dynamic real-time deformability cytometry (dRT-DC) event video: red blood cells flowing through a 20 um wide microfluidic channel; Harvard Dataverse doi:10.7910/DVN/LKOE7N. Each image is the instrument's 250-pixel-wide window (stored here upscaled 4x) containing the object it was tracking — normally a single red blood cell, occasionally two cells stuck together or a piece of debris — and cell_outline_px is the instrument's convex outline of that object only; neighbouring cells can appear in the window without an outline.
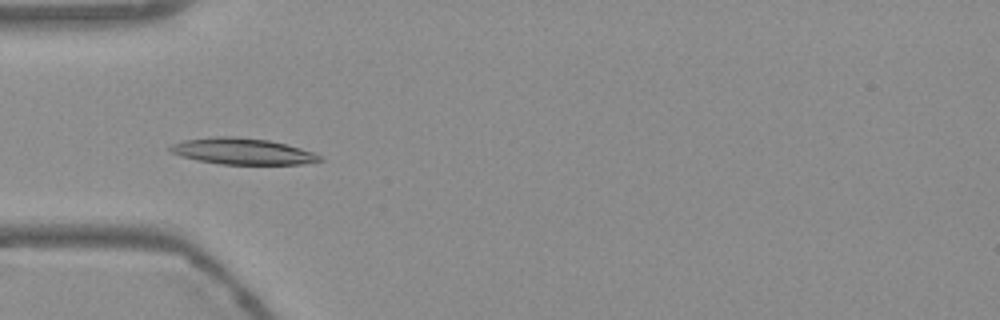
{"species": "Egyptian fruit bat (a non-hibernating species)", "species_latin": "Rousettus aegyptiacus", "temperature_condition": "warm", "stored_images_in_passage": 30, "camera_frame_rate_fps": 3000, "um_per_image_px": 0.085, "frame": {"image": 1, "passage_image": 5, "time_ms": 1.333, "image_size_px": [1000, 320], "cell_outline_px": [[324, 160], [300, 164], [220, 164], [196, 160], [168, 152], [168, 148], [172, 144], [184, 140], [216, 136], [232, 136], [268, 140], [300, 148], [312, 152], [320, 156]], "centroid_in_image_um": [20.55, 12.86], "position_along_channel_um": 64.4, "area_um2": 22.72}}
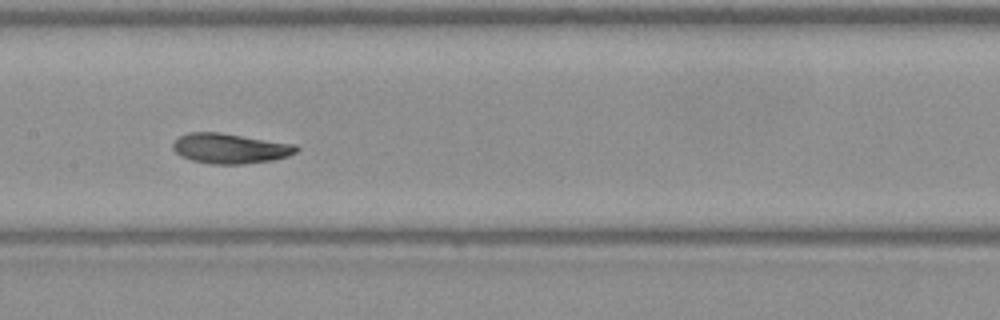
{"frame": {"image": 2, "passage_image": 15, "time_ms": 4.667, "image_size_px": [1000, 320], "cell_outline_px": [[300, 148], [296, 152], [288, 156], [272, 160], [244, 164], [212, 164], [192, 160], [180, 156], [172, 148], [172, 144], [180, 136], [188, 132], [220, 132], [296, 144]], "centroid_in_image_um": [19.57, 12.61], "position_along_channel_um": 187.8, "area_um2": 21.73}}
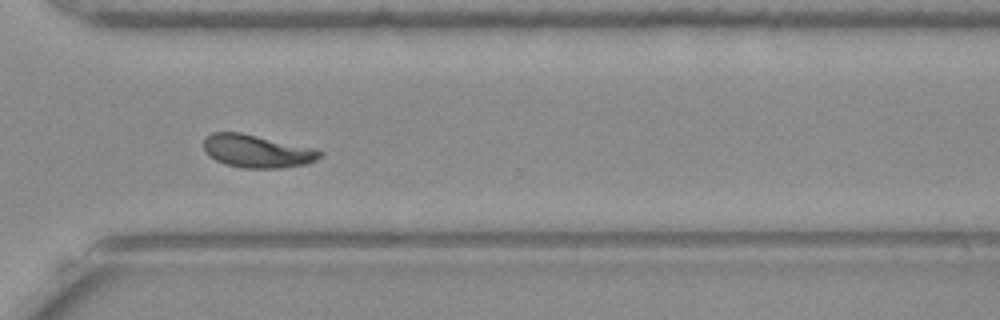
{"frame": {"image": 3, "passage_image": 28, "time_ms": 9.0, "image_size_px": [1000, 320], "cell_outline_px": [[324, 152], [316, 160], [308, 164], [284, 168], [244, 168], [224, 164], [216, 160], [204, 148], [204, 140], [212, 132], [240, 132], [316, 148]], "centroid_in_image_um": [21.91, 12.85], "position_along_channel_um": 348.7, "area_um2": 22.31}, "authors_computed_cell_mechanics": {"area_um2": 21.7906, "velocity_mm_per_s": 3.7228, "shape_relaxation_time_tau1_ms": 2.8068, "shape_relaxation_time_tau2_ms": 1.5304, "deformation_change_tau1": 0.1455, "deformation_change_tau2": 0.0762}}